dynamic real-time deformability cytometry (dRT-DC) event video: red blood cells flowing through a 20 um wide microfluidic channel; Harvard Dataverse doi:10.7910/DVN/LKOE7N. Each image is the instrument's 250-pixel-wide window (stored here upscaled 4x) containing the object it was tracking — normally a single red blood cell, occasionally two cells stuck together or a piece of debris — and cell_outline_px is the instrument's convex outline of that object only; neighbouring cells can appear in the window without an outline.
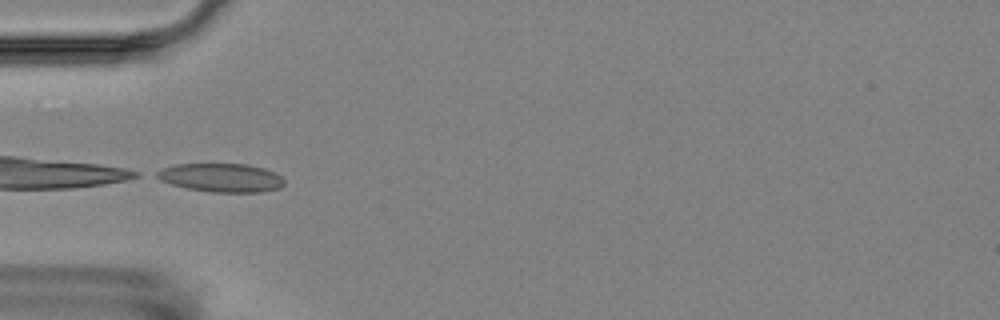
{"species": "Egyptian fruit bat (a non-hibernating species)", "species_latin": "Rousettus aegyptiacus", "temperature_condition": "room temperature", "stored_images_in_passage": 2, "camera_frame_rate_fps": 3000, "um_per_image_px": 0.085, "animal": {"sex": "female"}, "frame": {"image": 1, "passage_image": 2, "time_ms": 1.333, "image_size_px": [1000, 320], "cell_outline_px": [[284, 184], [280, 188], [260, 192], [212, 192], [188, 188], [172, 184], [160, 180], [152, 176], [156, 172], [164, 168], [176, 164], [248, 164], [264, 168], [280, 176], [284, 180]], "centroid_in_image_um": [18.79, 15.1], "position_along_channel_um": 66.2, "area_um2": 21.15}}